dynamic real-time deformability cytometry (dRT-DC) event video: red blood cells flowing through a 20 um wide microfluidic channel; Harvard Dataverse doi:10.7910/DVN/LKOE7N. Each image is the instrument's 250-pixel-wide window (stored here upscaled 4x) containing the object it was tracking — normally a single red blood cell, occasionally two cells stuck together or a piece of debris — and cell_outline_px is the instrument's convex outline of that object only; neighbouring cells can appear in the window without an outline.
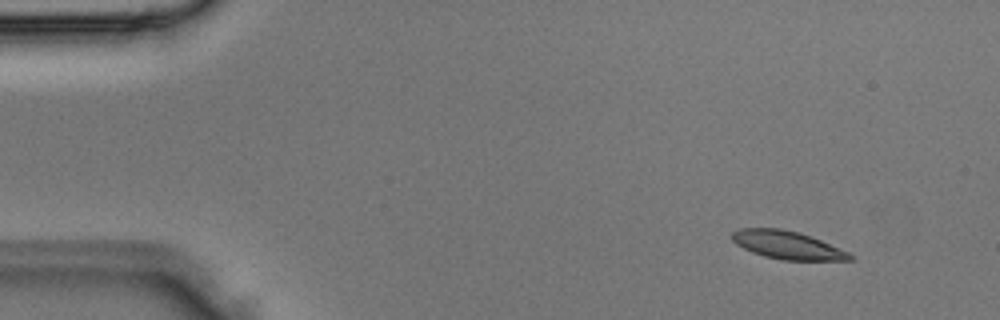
{"species": "Egyptian fruit bat (a non-hibernating species)", "species_latin": "Rousettus aegyptiacus", "temperature_condition": "room temperature", "stored_images_in_passage": 3, "camera_frame_rate_fps": 3000, "um_per_image_px": 0.085, "animal": {"sex": "male"}, "frame": {"image": 1, "passage_image": 1, "time_ms": 0.0, "image_size_px": [1000, 320], "cell_outline_px": [[856, 260], [784, 260], [764, 256], [752, 252], [736, 244], [732, 240], [732, 232], [740, 228], [780, 228], [796, 232], [820, 240], [848, 252]], "centroid_in_image_um": [66.9, 20.83], "position_along_channel_um": 18.1, "area_um2": 18.96}}